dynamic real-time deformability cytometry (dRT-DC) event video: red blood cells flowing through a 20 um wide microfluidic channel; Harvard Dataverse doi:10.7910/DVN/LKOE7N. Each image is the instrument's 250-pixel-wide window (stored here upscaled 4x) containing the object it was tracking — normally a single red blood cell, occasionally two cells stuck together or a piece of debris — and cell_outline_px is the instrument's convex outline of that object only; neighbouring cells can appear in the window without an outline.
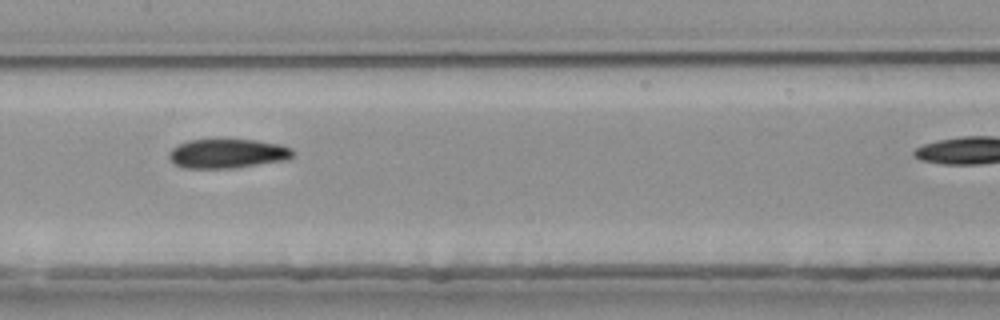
{"species": "common noctule bat (a hibernating species)", "species_latin": "Nyctalus noctula", "temperature_condition": "room temperature", "stored_images_in_passage": 32, "camera_frame_rate_fps": 3000, "um_per_image_px": 0.085, "animal": {"sex": "female", "body_mass_g": 25.1}, "frame": {"image": 1, "passage_image": 14, "time_ms": 4.333, "image_size_px": [1000, 320], "cell_outline_px": [[296, 152], [288, 160], [232, 168], [184, 168], [176, 164], [168, 156], [168, 152], [172, 148], [188, 140], [256, 140], [280, 144], [292, 148]], "centroid_in_image_um": [19.38, 13.05], "position_along_channel_um": 188.0, "area_um2": 21.1}}